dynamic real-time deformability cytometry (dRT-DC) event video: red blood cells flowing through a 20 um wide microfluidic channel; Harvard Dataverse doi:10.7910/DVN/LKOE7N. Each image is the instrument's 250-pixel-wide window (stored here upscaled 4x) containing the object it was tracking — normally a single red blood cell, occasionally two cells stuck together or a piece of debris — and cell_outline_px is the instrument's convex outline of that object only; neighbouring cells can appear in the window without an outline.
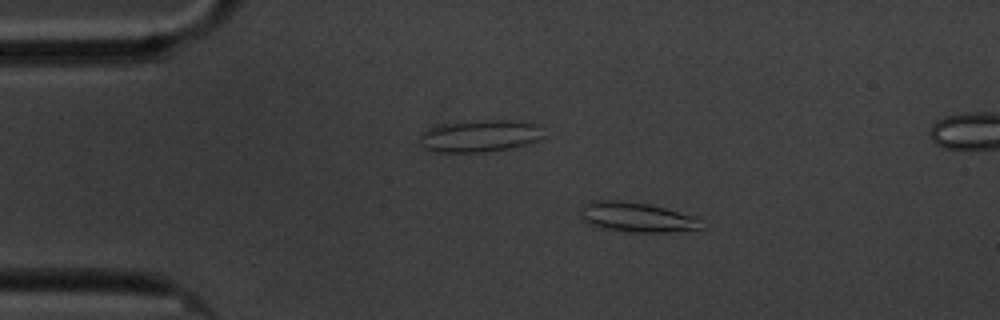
{"species": "common noctule bat (a hibernating species)", "species_latin": "Nyctalus noctula", "temperature_condition": "cold", "stored_images_in_passage": 50, "camera_frame_rate_fps": 3000, "um_per_image_px": 0.085, "animal": {"sex": "male", "body_mass_g": 20.1, "forearm_length_mm": 53.5}, "frame": {"image": 1, "passage_image": 1, "time_ms": 0.0, "image_size_px": [1000, 320], "cell_outline_px": [[708, 228], [668, 232], [632, 232], [604, 228], [592, 224], [584, 220], [580, 216], [580, 208], [584, 204], [592, 200], [620, 200], [648, 204], [664, 208], [708, 220]], "centroid_in_image_um": [54.24, 18.46], "position_along_channel_um": 30.8, "area_um2": 21.27}}
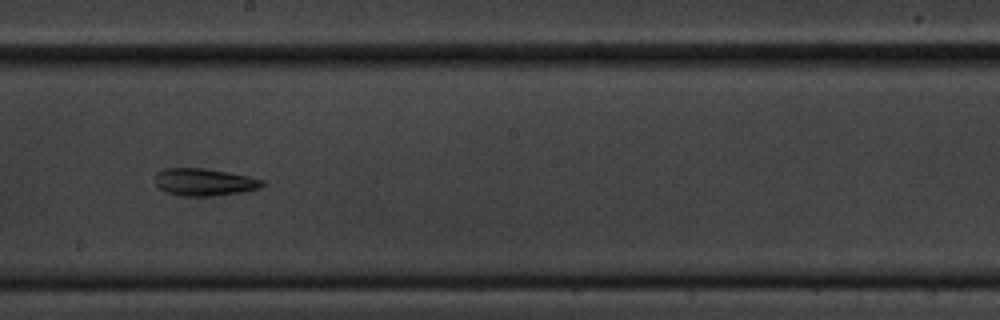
{"frame": {"image": 2, "passage_image": 23, "time_ms": 7.333, "image_size_px": [1000, 320], "cell_outline_px": [[264, 184], [260, 188], [244, 192], [208, 196], [184, 196], [168, 192], [160, 188], [156, 184], [156, 172], [164, 168], [204, 168], [228, 172], [248, 176], [264, 180]], "centroid_in_image_um": [17.38, 15.47], "position_along_channel_um": 230.8, "area_um2": 16.99}}
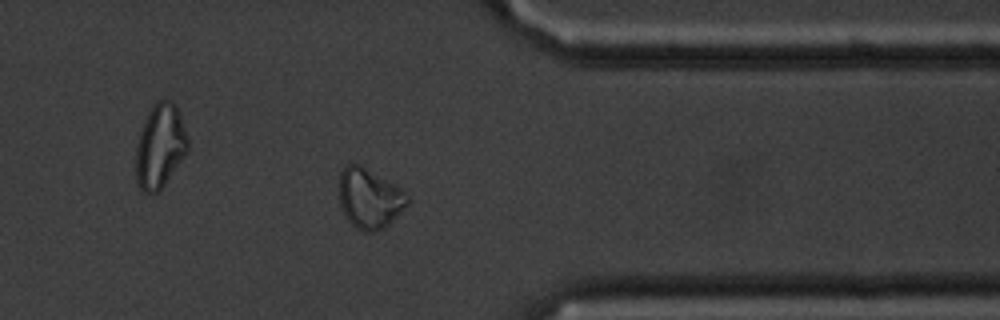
{"frame": {"image": 3, "passage_image": 37, "time_ms": 12.0, "image_size_px": [1000, 320], "cell_outline_px": [[408, 204], [384, 228], [376, 232], [364, 232], [356, 228], [344, 216], [340, 208], [340, 172], [348, 164], [360, 164], [400, 188], [408, 196]], "centroid_in_image_um": [31.38, 16.89], "position_along_channel_um": 380.0, "area_um2": 23.64}}